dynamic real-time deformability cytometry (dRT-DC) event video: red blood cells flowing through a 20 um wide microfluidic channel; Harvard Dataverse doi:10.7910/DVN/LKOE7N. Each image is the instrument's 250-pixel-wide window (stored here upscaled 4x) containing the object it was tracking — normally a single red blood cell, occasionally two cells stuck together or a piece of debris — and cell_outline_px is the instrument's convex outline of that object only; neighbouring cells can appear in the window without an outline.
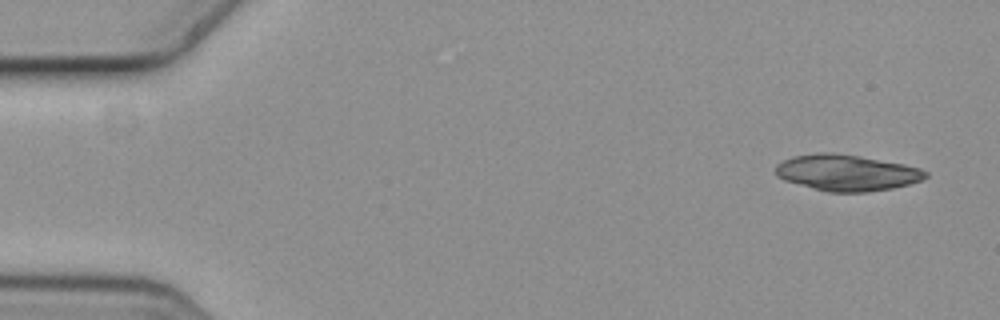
{"species": "common noctule bat (a hibernating species)", "species_latin": "Nyctalus noctula", "temperature_condition": "cold", "stored_images_in_passage": 4, "camera_frame_rate_fps": 3000, "um_per_image_px": 0.085, "animal": {"sex": "female", "body_mass_g": 19.3, "forearm_length_mm": 54.1}, "frame": {"image": 1, "passage_image": 1, "time_ms": 0.0, "image_size_px": [1000, 320], "cell_outline_px": [[928, 176], [920, 180], [908, 184], [892, 188], [868, 192], [828, 192], [784, 180], [776, 176], [776, 164], [792, 156], [816, 152], [828, 152], [860, 156], [904, 164], [920, 168], [928, 172]], "centroid_in_image_um": [71.96, 14.67], "position_along_channel_um": 13.0, "area_um2": 31.56}}